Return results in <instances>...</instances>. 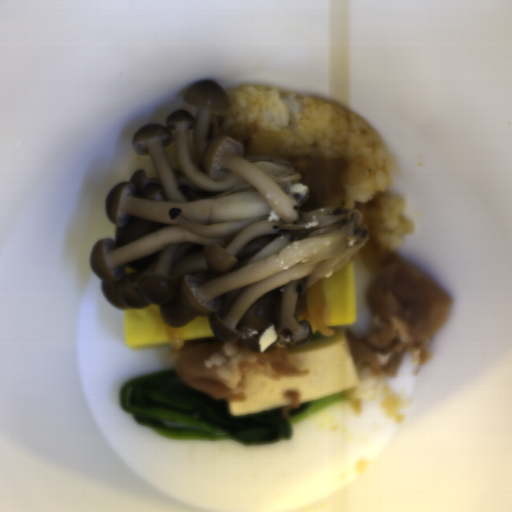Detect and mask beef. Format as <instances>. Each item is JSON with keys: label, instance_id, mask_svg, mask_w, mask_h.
<instances>
[{"label": "beef", "instance_id": "1", "mask_svg": "<svg viewBox=\"0 0 512 512\" xmlns=\"http://www.w3.org/2000/svg\"><path fill=\"white\" fill-rule=\"evenodd\" d=\"M384 193L357 203L368 236L357 251L371 273L366 292L370 324L362 336L345 329L353 362L371 376L394 377L408 355L416 374L430 357L427 342L441 328L453 298L434 280L384 245L379 215Z\"/></svg>", "mask_w": 512, "mask_h": 512}, {"label": "beef", "instance_id": "2", "mask_svg": "<svg viewBox=\"0 0 512 512\" xmlns=\"http://www.w3.org/2000/svg\"><path fill=\"white\" fill-rule=\"evenodd\" d=\"M169 361L191 389L221 402H242L247 396L244 376L259 372L272 380L304 377L310 371L291 364L288 350L273 344L265 351L241 342L194 343L170 349Z\"/></svg>", "mask_w": 512, "mask_h": 512}, {"label": "beef", "instance_id": "3", "mask_svg": "<svg viewBox=\"0 0 512 512\" xmlns=\"http://www.w3.org/2000/svg\"><path fill=\"white\" fill-rule=\"evenodd\" d=\"M284 397L288 400L287 404L281 408L283 419H290V410H297L300 405V396L298 392L287 390Z\"/></svg>", "mask_w": 512, "mask_h": 512}]
</instances>
